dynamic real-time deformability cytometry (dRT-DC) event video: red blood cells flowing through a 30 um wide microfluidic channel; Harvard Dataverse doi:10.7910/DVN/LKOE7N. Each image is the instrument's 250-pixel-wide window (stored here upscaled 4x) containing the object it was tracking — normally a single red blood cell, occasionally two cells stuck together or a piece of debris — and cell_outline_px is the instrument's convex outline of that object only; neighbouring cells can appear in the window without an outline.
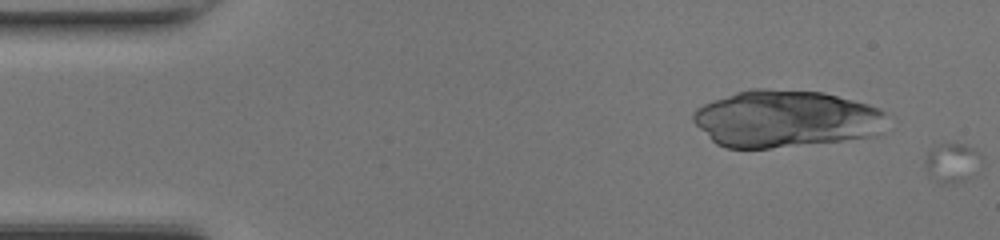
{"species": "common noctule bat (a hibernating species)", "species_latin": "Nyctalus noctula", "temperature_condition": "room temperature", "stored_images_in_passage": 4, "camera_frame_rate_fps": 3000, "um_per_image_px": 0.085, "animal": {"sex": "female", "body_mass_g": 17.0, "forearm_length_mm": 48.0}, "frame": {"image": 1, "passage_image": 4, "time_ms": 1.0, "image_size_px": [1000, 240], "cell_outline_px": [[984, 156], [980, 168], [972, 176], [964, 180], [944, 184], [932, 176], [928, 172], [924, 164], [924, 160], [928, 152], [932, 148], [940, 144], [964, 144], [980, 152]], "centroid_in_image_um": [80.99, 13.81], "position_along_channel_um": 4.0, "area_um2": 12.89}}